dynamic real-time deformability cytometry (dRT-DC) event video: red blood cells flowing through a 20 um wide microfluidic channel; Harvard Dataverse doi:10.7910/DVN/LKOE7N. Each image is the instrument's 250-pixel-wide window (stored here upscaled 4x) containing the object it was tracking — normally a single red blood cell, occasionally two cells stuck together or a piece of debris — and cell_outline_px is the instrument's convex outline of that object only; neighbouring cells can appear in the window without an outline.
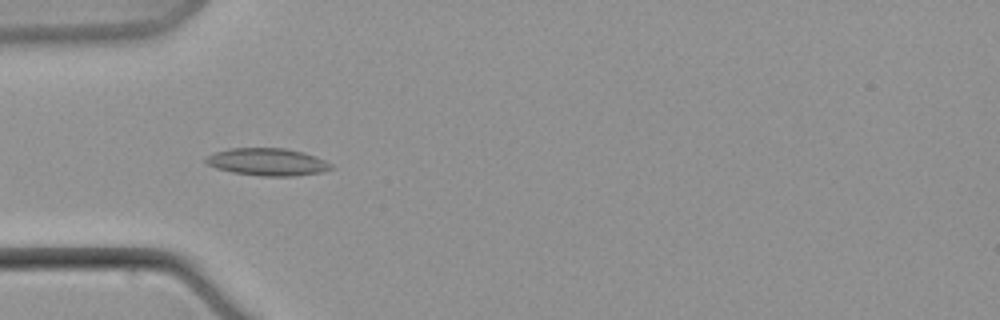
{"species": "common noctule bat (a hibernating species)", "species_latin": "Nyctalus noctula", "temperature_condition": "warm", "stored_images_in_passage": 8, "camera_frame_rate_fps": 3000, "um_per_image_px": 0.085, "animal": {"sex": "male", "body_mass_g": 21.5, "forearm_length_mm": 52.0}, "frame": {"image": 1, "passage_image": 7, "time_ms": 7.333, "image_size_px": [1000, 320], "cell_outline_px": [[336, 168], [324, 172], [296, 176], [260, 176], [232, 172], [216, 168], [204, 164], [204, 156], [228, 148], [284, 148], [304, 152], [316, 156], [332, 164]], "centroid_in_image_um": [22.74, 13.77], "position_along_channel_um": 62.3, "area_um2": 20.4}}
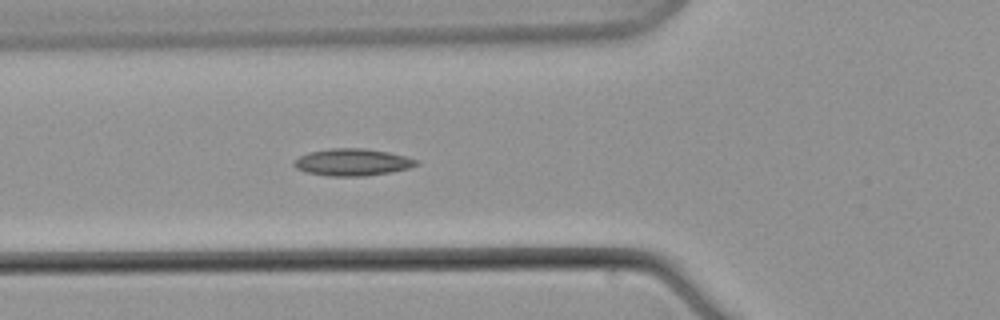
{"frame": {"image": 2, "passage_image": 8, "time_ms": 8.667, "image_size_px": [1000, 320], "cell_outline_px": [[420, 164], [408, 168], [392, 172], [368, 176], [328, 176], [304, 172], [296, 168], [292, 164], [292, 160], [308, 152], [328, 148], [364, 148], [388, 152], [420, 160]], "centroid_in_image_um": [29.93, 13.79], "position_along_channel_um": 95.9, "area_um2": 19.59}}